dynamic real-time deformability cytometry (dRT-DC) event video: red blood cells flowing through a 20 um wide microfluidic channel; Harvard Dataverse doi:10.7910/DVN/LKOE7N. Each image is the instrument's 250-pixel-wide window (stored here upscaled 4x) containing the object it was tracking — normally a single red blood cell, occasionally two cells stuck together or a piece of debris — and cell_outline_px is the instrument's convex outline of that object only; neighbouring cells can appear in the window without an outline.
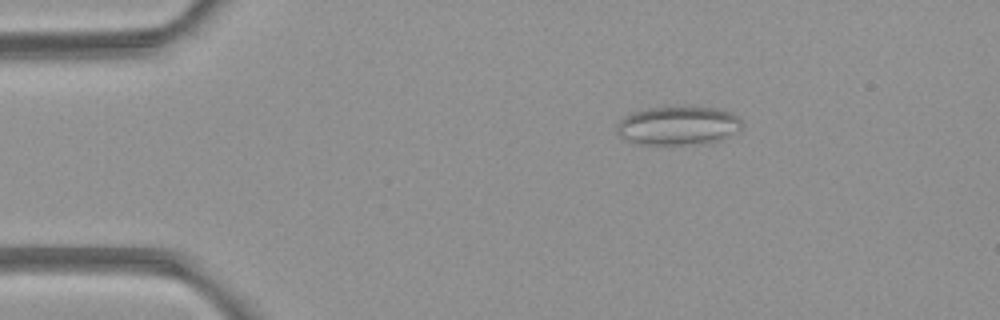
{"species": "common noctule bat (a hibernating species)", "species_latin": "Nyctalus noctula", "temperature_condition": "room temperature", "stored_images_in_passage": 7, "camera_frame_rate_fps": 3000, "um_per_image_px": 0.085, "animal": {"sex": "female", "body_mass_g": 21.9}, "frame": {"image": 1, "passage_image": 2, "time_ms": 1.333, "image_size_px": [1000, 320], "cell_outline_px": [[740, 132], [720, 140], [684, 144], [640, 144], [624, 140], [616, 132], [616, 124], [624, 116], [632, 112], [648, 108], [716, 108], [728, 112], [736, 116], [740, 120]], "centroid_in_image_um": [57.58, 10.69], "position_along_channel_um": 27.4, "area_um2": 27.8}}
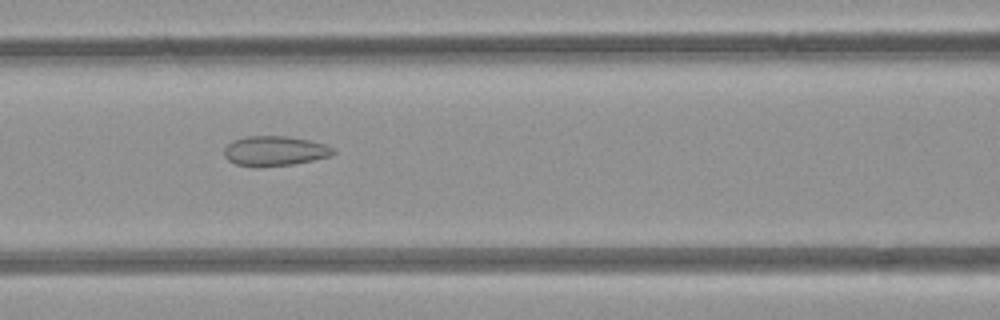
{"frame": {"image": 2, "passage_image": 6, "time_ms": 5.667, "image_size_px": [1000, 320], "cell_outline_px": [[336, 152], [332, 156], [292, 164], [256, 168], [236, 164], [228, 160], [224, 156], [224, 148], [232, 140], [248, 136], [288, 136], [308, 140], [324, 144], [332, 148]], "centroid_in_image_um": [23.32, 12.84], "position_along_channel_um": 143.3, "area_um2": 19.07}}
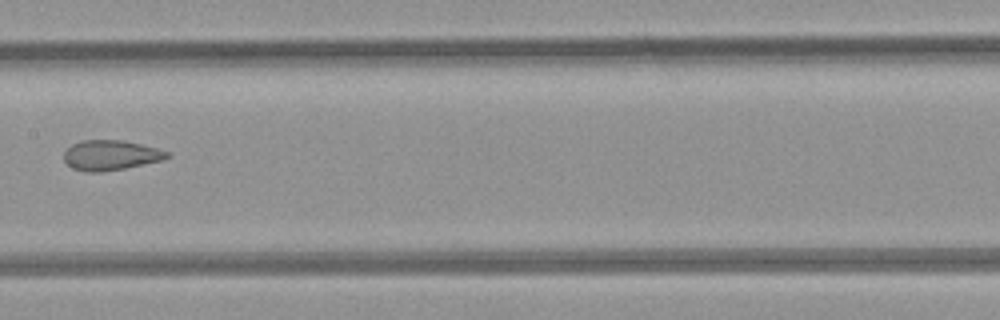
{"frame": {"image": 3, "passage_image": 7, "time_ms": 7.0, "image_size_px": [1000, 320], "cell_outline_px": [[168, 156], [160, 160], [124, 168], [100, 172], [84, 172], [72, 168], [64, 160], [64, 152], [72, 144], [84, 140], [120, 140], [140, 144], [156, 148], [168, 152]], "centroid_in_image_um": [9.34, 13.19], "position_along_channel_um": 198.1, "area_um2": 17.69}}